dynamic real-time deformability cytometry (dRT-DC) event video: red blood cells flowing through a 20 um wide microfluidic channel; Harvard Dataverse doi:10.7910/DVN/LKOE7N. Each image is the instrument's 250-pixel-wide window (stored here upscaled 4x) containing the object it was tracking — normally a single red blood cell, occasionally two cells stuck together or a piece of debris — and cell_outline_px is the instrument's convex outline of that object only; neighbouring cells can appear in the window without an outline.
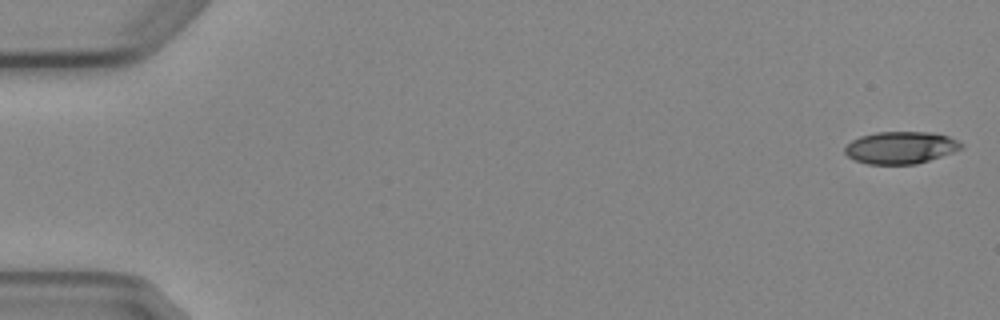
{"species": "Egyptian fruit bat (a non-hibernating species)", "species_latin": "Rousettus aegyptiacus", "temperature_condition": "cold", "stored_images_in_passage": 5, "camera_frame_rate_fps": 3000, "um_per_image_px": 0.085, "animal": {"sex": "female"}, "frame": {"image": 1, "passage_image": 1, "time_ms": 0.0, "image_size_px": [1000, 320], "cell_outline_px": [[964, 144], [960, 148], [952, 152], [916, 164], [868, 164], [856, 160], [848, 156], [844, 152], [844, 148], [852, 140], [860, 136], [876, 132], [928, 132], [948, 136]], "centroid_in_image_um": [76.52, 12.54], "position_along_channel_um": 8.5, "area_um2": 21.56}}
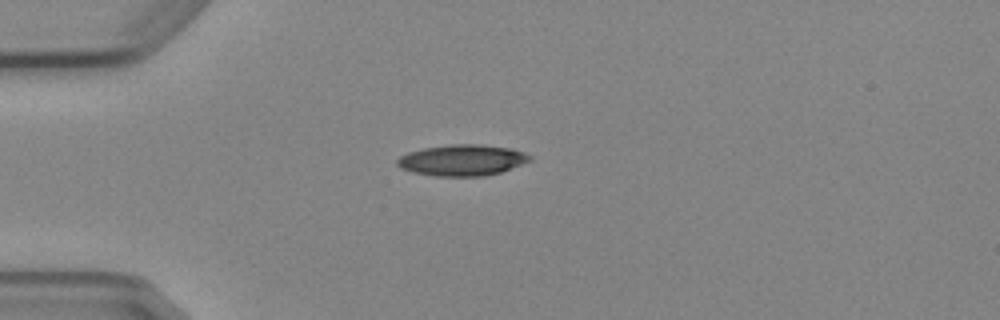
{"frame": {"image": 2, "passage_image": 5, "time_ms": 4.333, "image_size_px": [1000, 320], "cell_outline_px": [[532, 160], [500, 172], [484, 176], [436, 176], [412, 172], [400, 168], [396, 164], [396, 160], [400, 156], [408, 152], [424, 148], [452, 144], [476, 144], [512, 148], [524, 152], [532, 156]], "centroid_in_image_um": [39.28, 13.61], "position_along_channel_um": 45.7, "area_um2": 24.04}}